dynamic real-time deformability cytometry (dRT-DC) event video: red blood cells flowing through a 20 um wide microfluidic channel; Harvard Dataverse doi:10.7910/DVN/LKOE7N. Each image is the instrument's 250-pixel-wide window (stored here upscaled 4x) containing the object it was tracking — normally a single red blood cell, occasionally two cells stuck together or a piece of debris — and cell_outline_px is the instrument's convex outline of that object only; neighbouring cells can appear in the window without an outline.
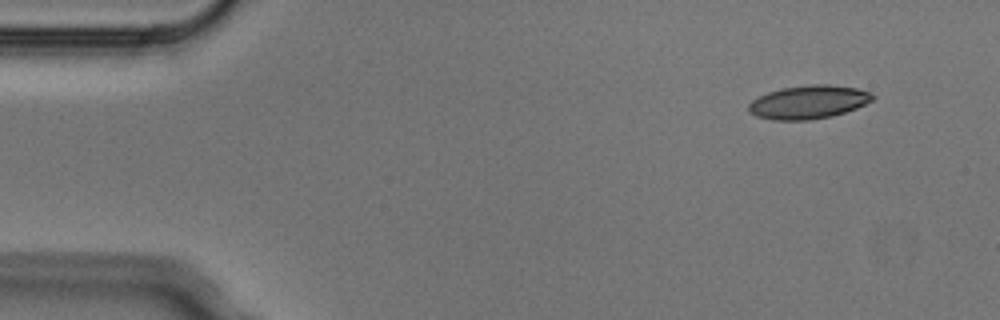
{"species": "Egyptian fruit bat (a non-hibernating species)", "species_latin": "Rousettus aegyptiacus", "temperature_condition": "cold", "stored_images_in_passage": 3, "segment_of_instrument_passage": [1, 2], "camera_frame_rate_fps": 3000, "um_per_image_px": 0.085, "animal": {"sex": "male"}, "frame": {"image": 1, "passage_image": 1, "time_ms": 0.0, "image_size_px": [1000, 320], "cell_outline_px": [[876, 96], [872, 100], [856, 108], [832, 116], [808, 120], [772, 120], [756, 116], [748, 112], [748, 104], [752, 100], [768, 92], [780, 88], [812, 84], [828, 84], [856, 88], [872, 92]], "centroid_in_image_um": [68.71, 8.67], "position_along_channel_um": 16.3, "area_um2": 24.22}}